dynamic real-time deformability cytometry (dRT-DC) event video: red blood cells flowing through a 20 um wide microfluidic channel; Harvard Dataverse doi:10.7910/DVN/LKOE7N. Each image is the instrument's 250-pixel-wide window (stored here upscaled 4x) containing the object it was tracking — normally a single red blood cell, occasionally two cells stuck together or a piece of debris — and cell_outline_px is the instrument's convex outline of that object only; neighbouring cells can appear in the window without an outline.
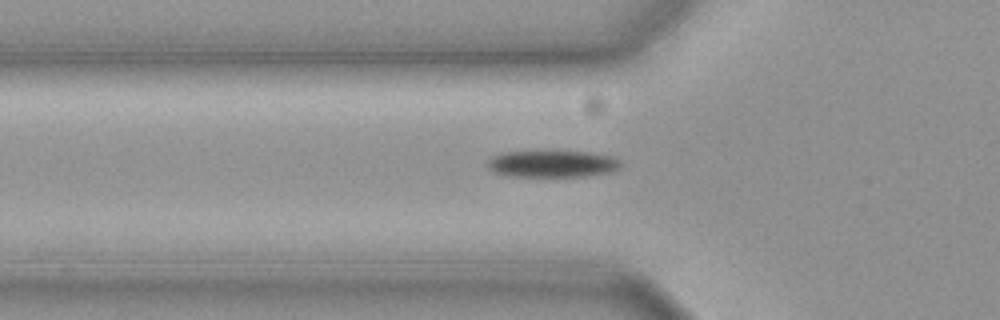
{"species": "common noctule bat (a hibernating species)", "species_latin": "Nyctalus noctula", "temperature_condition": "cold", "stored_images_in_passage": 36, "camera_frame_rate_fps": 3000, "um_per_image_px": 0.085, "animal": {"sex": "female", "body_mass_g": 19.3, "forearm_length_mm": 54.1}, "frame": {"image": 1, "passage_image": 5, "time_ms": 1.333, "image_size_px": [1000, 320], "cell_outline_px": [[620, 168], [612, 172], [584, 176], [508, 176], [492, 172], [488, 168], [488, 160], [492, 156], [504, 152], [588, 152], [612, 156], [620, 160]], "centroid_in_image_um": [46.95, 13.93], "position_along_channel_um": 78.9, "area_um2": 20.69}}
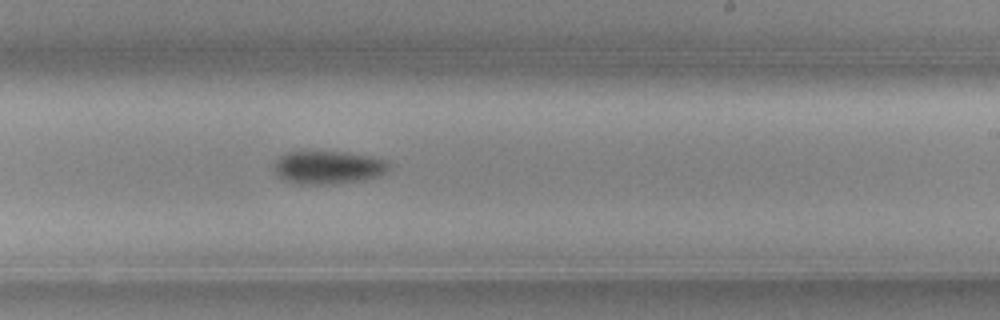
{"frame": {"image": 2, "passage_image": 20, "time_ms": 6.333, "image_size_px": [1000, 320], "cell_outline_px": [[392, 168], [388, 172], [380, 176], [364, 180], [332, 184], [300, 184], [284, 180], [276, 176], [276, 160], [280, 156], [288, 152], [348, 152], [372, 156], [388, 160], [392, 164]], "centroid_in_image_um": [28.0, 14.23], "position_along_channel_um": 261.0, "area_um2": 22.48}}
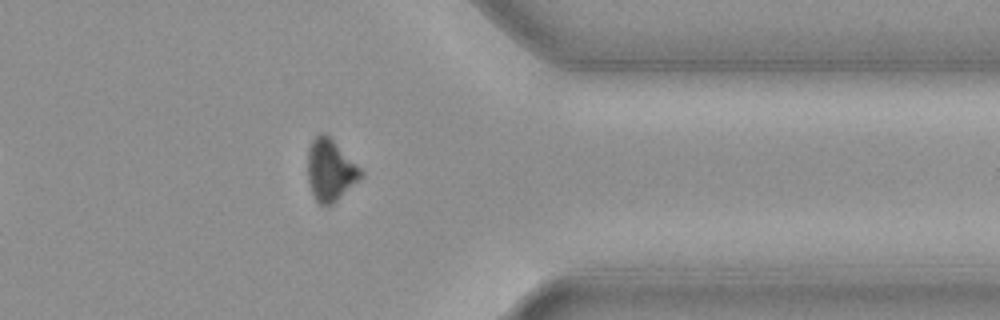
{"frame": {"image": 3, "passage_image": 31, "time_ms": 10.0, "image_size_px": [1000, 320], "cell_outline_px": [[364, 176], [332, 204], [320, 204], [316, 200], [312, 192], [308, 180], [308, 152], [312, 140], [320, 132], [324, 132], [364, 172]], "centroid_in_image_um": [28.08, 14.47], "position_along_channel_um": 383.3, "area_um2": 18.67}, "authors_computed_cell_mechanics": {"area_um2": 21.6172, "velocity_mm_per_s": 3.6481, "shape_relaxation_time_tau1_ms": 2.6586, "shape_relaxation_time_tau2_ms": null, "deformation_change_tau1": 0.1243, "deformation_change_tau2": null}}